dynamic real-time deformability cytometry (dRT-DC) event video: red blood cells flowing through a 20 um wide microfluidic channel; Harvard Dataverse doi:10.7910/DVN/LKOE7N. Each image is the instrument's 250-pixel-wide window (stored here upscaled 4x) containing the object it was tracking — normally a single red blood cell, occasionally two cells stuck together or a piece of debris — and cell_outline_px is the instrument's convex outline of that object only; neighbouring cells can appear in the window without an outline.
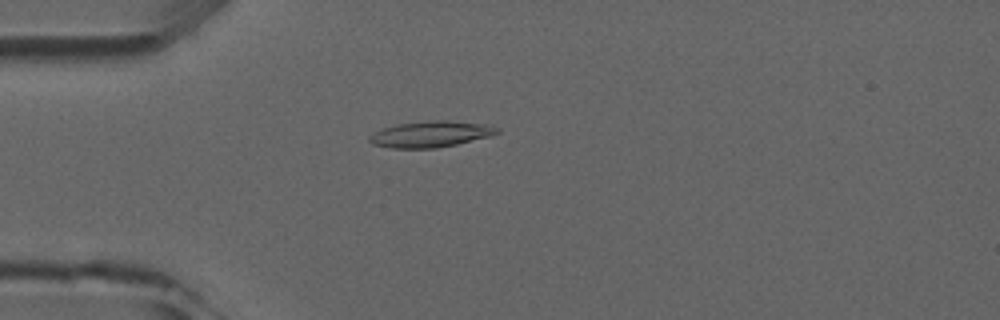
{"species": "common noctule bat (a hibernating species)", "species_latin": "Nyctalus noctula", "temperature_condition": "room temperature", "stored_images_in_passage": 4, "camera_frame_rate_fps": 3000, "um_per_image_px": 0.085, "animal": {"sex": "male", "forearm_length_mm": 52.5}, "frame": {"image": 1, "passage_image": 4, "time_ms": 4.333, "image_size_px": [1000, 320], "cell_outline_px": [[500, 132], [492, 136], [456, 144], [436, 148], [392, 148], [372, 144], [368, 140], [368, 136], [384, 128], [400, 124], [432, 120], [448, 120], [488, 124], [500, 128]], "centroid_in_image_um": [36.67, 11.4], "position_along_channel_um": 48.3, "area_um2": 19.42}}